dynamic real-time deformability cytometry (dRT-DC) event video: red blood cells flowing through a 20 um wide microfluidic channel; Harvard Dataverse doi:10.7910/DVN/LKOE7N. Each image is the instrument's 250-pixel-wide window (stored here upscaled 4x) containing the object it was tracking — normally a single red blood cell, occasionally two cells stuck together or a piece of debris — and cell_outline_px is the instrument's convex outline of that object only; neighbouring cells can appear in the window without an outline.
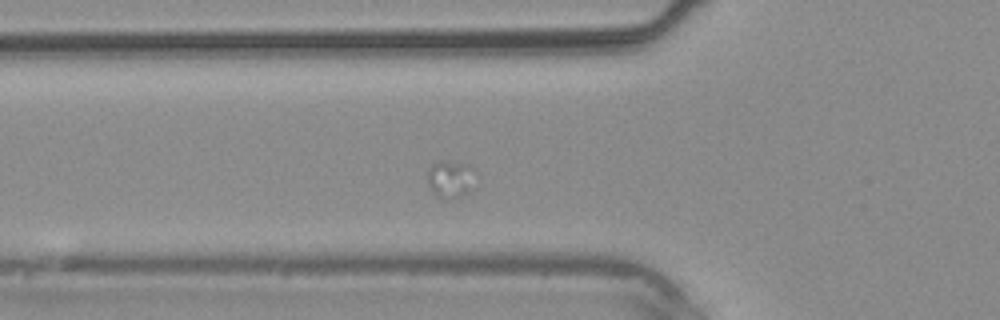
{"species": "common noctule bat (a hibernating species)", "species_latin": "Nyctalus noctula", "temperature_condition": "warm", "stored_images_in_passage": 8, "camera_frame_rate_fps": 3000, "um_per_image_px": 0.085, "animal": {"sex": "male", "body_mass_g": 20.4}, "frame": {"image": 1, "passage_image": 2, "time_ms": 0.333, "image_size_px": [1000, 320], "cell_outline_px": [[480, 176], [468, 192], [460, 196], [448, 200], [432, 192], [428, 184], [428, 168], [432, 164], [448, 160], [472, 164]], "centroid_in_image_um": [38.39, 15.18], "position_along_channel_um": 87.4, "area_um2": 10.98}}